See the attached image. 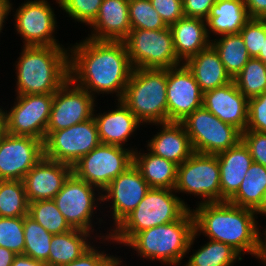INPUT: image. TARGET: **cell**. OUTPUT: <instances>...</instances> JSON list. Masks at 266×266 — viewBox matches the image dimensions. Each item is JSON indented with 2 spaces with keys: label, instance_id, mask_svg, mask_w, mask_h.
Returning a JSON list of instances; mask_svg holds the SVG:
<instances>
[{
  "label": "cell",
  "instance_id": "6da1fadb",
  "mask_svg": "<svg viewBox=\"0 0 266 266\" xmlns=\"http://www.w3.org/2000/svg\"><path fill=\"white\" fill-rule=\"evenodd\" d=\"M71 48L69 78L93 97L95 93H117V100H121L133 70L124 41L87 37Z\"/></svg>",
  "mask_w": 266,
  "mask_h": 266
},
{
  "label": "cell",
  "instance_id": "7a4b0ae2",
  "mask_svg": "<svg viewBox=\"0 0 266 266\" xmlns=\"http://www.w3.org/2000/svg\"><path fill=\"white\" fill-rule=\"evenodd\" d=\"M195 209L192 212L196 232L228 244L240 254L255 255L261 236L255 220L258 212L228 201L198 203Z\"/></svg>",
  "mask_w": 266,
  "mask_h": 266
},
{
  "label": "cell",
  "instance_id": "3957f363",
  "mask_svg": "<svg viewBox=\"0 0 266 266\" xmlns=\"http://www.w3.org/2000/svg\"><path fill=\"white\" fill-rule=\"evenodd\" d=\"M69 50L24 46L16 65L17 95L55 93L69 79Z\"/></svg>",
  "mask_w": 266,
  "mask_h": 266
},
{
  "label": "cell",
  "instance_id": "277c9868",
  "mask_svg": "<svg viewBox=\"0 0 266 266\" xmlns=\"http://www.w3.org/2000/svg\"><path fill=\"white\" fill-rule=\"evenodd\" d=\"M197 234L194 230V215L189 209L172 223L136 233L125 245L137 251L142 258L177 266L189 252Z\"/></svg>",
  "mask_w": 266,
  "mask_h": 266
},
{
  "label": "cell",
  "instance_id": "5b68a950",
  "mask_svg": "<svg viewBox=\"0 0 266 266\" xmlns=\"http://www.w3.org/2000/svg\"><path fill=\"white\" fill-rule=\"evenodd\" d=\"M174 192V189L150 188L105 240L125 245L136 233L180 219L190 208Z\"/></svg>",
  "mask_w": 266,
  "mask_h": 266
},
{
  "label": "cell",
  "instance_id": "8992f818",
  "mask_svg": "<svg viewBox=\"0 0 266 266\" xmlns=\"http://www.w3.org/2000/svg\"><path fill=\"white\" fill-rule=\"evenodd\" d=\"M167 69L132 70L121 101L144 123L168 122Z\"/></svg>",
  "mask_w": 266,
  "mask_h": 266
},
{
  "label": "cell",
  "instance_id": "52a82bcc",
  "mask_svg": "<svg viewBox=\"0 0 266 266\" xmlns=\"http://www.w3.org/2000/svg\"><path fill=\"white\" fill-rule=\"evenodd\" d=\"M124 43L133 69H168L182 64L177 58L170 27L131 29Z\"/></svg>",
  "mask_w": 266,
  "mask_h": 266
},
{
  "label": "cell",
  "instance_id": "ba28073f",
  "mask_svg": "<svg viewBox=\"0 0 266 266\" xmlns=\"http://www.w3.org/2000/svg\"><path fill=\"white\" fill-rule=\"evenodd\" d=\"M133 152V148L129 150L123 146L100 144L79 159L72 166V172L102 192L133 164Z\"/></svg>",
  "mask_w": 266,
  "mask_h": 266
},
{
  "label": "cell",
  "instance_id": "9c48e42d",
  "mask_svg": "<svg viewBox=\"0 0 266 266\" xmlns=\"http://www.w3.org/2000/svg\"><path fill=\"white\" fill-rule=\"evenodd\" d=\"M181 123L197 153L217 155L241 140V132L237 128L222 122L203 106L189 114Z\"/></svg>",
  "mask_w": 266,
  "mask_h": 266
},
{
  "label": "cell",
  "instance_id": "30bf717a",
  "mask_svg": "<svg viewBox=\"0 0 266 266\" xmlns=\"http://www.w3.org/2000/svg\"><path fill=\"white\" fill-rule=\"evenodd\" d=\"M174 190L200 196V203L221 202L217 156L194 152L178 166Z\"/></svg>",
  "mask_w": 266,
  "mask_h": 266
},
{
  "label": "cell",
  "instance_id": "8fae6325",
  "mask_svg": "<svg viewBox=\"0 0 266 266\" xmlns=\"http://www.w3.org/2000/svg\"><path fill=\"white\" fill-rule=\"evenodd\" d=\"M101 144L94 117L66 129L46 132L44 157L73 166Z\"/></svg>",
  "mask_w": 266,
  "mask_h": 266
},
{
  "label": "cell",
  "instance_id": "7c38bea8",
  "mask_svg": "<svg viewBox=\"0 0 266 266\" xmlns=\"http://www.w3.org/2000/svg\"><path fill=\"white\" fill-rule=\"evenodd\" d=\"M95 188L72 172L63 183L62 189L53 198L57 208L72 228L93 232L91 218L94 208L97 207L95 201L102 202V194ZM95 194H100L97 196L99 198L96 199Z\"/></svg>",
  "mask_w": 266,
  "mask_h": 266
},
{
  "label": "cell",
  "instance_id": "4fadbf2b",
  "mask_svg": "<svg viewBox=\"0 0 266 266\" xmlns=\"http://www.w3.org/2000/svg\"><path fill=\"white\" fill-rule=\"evenodd\" d=\"M54 93L17 95L14 106L6 111L7 133L31 136L44 142Z\"/></svg>",
  "mask_w": 266,
  "mask_h": 266
},
{
  "label": "cell",
  "instance_id": "5bb4252c",
  "mask_svg": "<svg viewBox=\"0 0 266 266\" xmlns=\"http://www.w3.org/2000/svg\"><path fill=\"white\" fill-rule=\"evenodd\" d=\"M95 98L70 78L54 93L46 132L66 129L93 117Z\"/></svg>",
  "mask_w": 266,
  "mask_h": 266
},
{
  "label": "cell",
  "instance_id": "9a60e30c",
  "mask_svg": "<svg viewBox=\"0 0 266 266\" xmlns=\"http://www.w3.org/2000/svg\"><path fill=\"white\" fill-rule=\"evenodd\" d=\"M15 13V28L24 40L23 46H63L53 35L56 15L46 0H28Z\"/></svg>",
  "mask_w": 266,
  "mask_h": 266
},
{
  "label": "cell",
  "instance_id": "2e32d148",
  "mask_svg": "<svg viewBox=\"0 0 266 266\" xmlns=\"http://www.w3.org/2000/svg\"><path fill=\"white\" fill-rule=\"evenodd\" d=\"M44 156L43 141L7 133L0 140V180H23Z\"/></svg>",
  "mask_w": 266,
  "mask_h": 266
},
{
  "label": "cell",
  "instance_id": "e0dca14e",
  "mask_svg": "<svg viewBox=\"0 0 266 266\" xmlns=\"http://www.w3.org/2000/svg\"><path fill=\"white\" fill-rule=\"evenodd\" d=\"M168 122H181L202 107L203 92L185 63L167 69Z\"/></svg>",
  "mask_w": 266,
  "mask_h": 266
},
{
  "label": "cell",
  "instance_id": "ac0fdd59",
  "mask_svg": "<svg viewBox=\"0 0 266 266\" xmlns=\"http://www.w3.org/2000/svg\"><path fill=\"white\" fill-rule=\"evenodd\" d=\"M149 189L150 186L134 164L111 181L102 191L105 192L102 202L112 200L115 226L137 207Z\"/></svg>",
  "mask_w": 266,
  "mask_h": 266
},
{
  "label": "cell",
  "instance_id": "d6986e66",
  "mask_svg": "<svg viewBox=\"0 0 266 266\" xmlns=\"http://www.w3.org/2000/svg\"><path fill=\"white\" fill-rule=\"evenodd\" d=\"M71 173V165L43 156L22 180L28 201L53 200Z\"/></svg>",
  "mask_w": 266,
  "mask_h": 266
},
{
  "label": "cell",
  "instance_id": "ffe728a7",
  "mask_svg": "<svg viewBox=\"0 0 266 266\" xmlns=\"http://www.w3.org/2000/svg\"><path fill=\"white\" fill-rule=\"evenodd\" d=\"M202 106L222 122L237 128L241 133L248 124V99L239 91L234 80L203 93Z\"/></svg>",
  "mask_w": 266,
  "mask_h": 266
},
{
  "label": "cell",
  "instance_id": "44dd1931",
  "mask_svg": "<svg viewBox=\"0 0 266 266\" xmlns=\"http://www.w3.org/2000/svg\"><path fill=\"white\" fill-rule=\"evenodd\" d=\"M88 38L102 41H124L130 30L129 0H103Z\"/></svg>",
  "mask_w": 266,
  "mask_h": 266
},
{
  "label": "cell",
  "instance_id": "7402d4cb",
  "mask_svg": "<svg viewBox=\"0 0 266 266\" xmlns=\"http://www.w3.org/2000/svg\"><path fill=\"white\" fill-rule=\"evenodd\" d=\"M162 126L161 132L149 141L148 151L154 155L172 161L178 166L187 160L193 153L190 138L181 122L157 123Z\"/></svg>",
  "mask_w": 266,
  "mask_h": 266
},
{
  "label": "cell",
  "instance_id": "603a6c76",
  "mask_svg": "<svg viewBox=\"0 0 266 266\" xmlns=\"http://www.w3.org/2000/svg\"><path fill=\"white\" fill-rule=\"evenodd\" d=\"M216 156L220 169L221 202L228 201L238 191L253 158L242 140Z\"/></svg>",
  "mask_w": 266,
  "mask_h": 266
},
{
  "label": "cell",
  "instance_id": "cb8c5ba5",
  "mask_svg": "<svg viewBox=\"0 0 266 266\" xmlns=\"http://www.w3.org/2000/svg\"><path fill=\"white\" fill-rule=\"evenodd\" d=\"M116 110L93 114L101 144L124 146L141 122L118 100Z\"/></svg>",
  "mask_w": 266,
  "mask_h": 266
},
{
  "label": "cell",
  "instance_id": "d4e9b609",
  "mask_svg": "<svg viewBox=\"0 0 266 266\" xmlns=\"http://www.w3.org/2000/svg\"><path fill=\"white\" fill-rule=\"evenodd\" d=\"M170 29L177 58L182 63L211 45L204 19L184 16Z\"/></svg>",
  "mask_w": 266,
  "mask_h": 266
},
{
  "label": "cell",
  "instance_id": "484cf974",
  "mask_svg": "<svg viewBox=\"0 0 266 266\" xmlns=\"http://www.w3.org/2000/svg\"><path fill=\"white\" fill-rule=\"evenodd\" d=\"M185 64L193 73L203 93L232 81L212 45L190 57Z\"/></svg>",
  "mask_w": 266,
  "mask_h": 266
},
{
  "label": "cell",
  "instance_id": "4316f807",
  "mask_svg": "<svg viewBox=\"0 0 266 266\" xmlns=\"http://www.w3.org/2000/svg\"><path fill=\"white\" fill-rule=\"evenodd\" d=\"M250 19L244 0H216L205 20L208 36L239 33Z\"/></svg>",
  "mask_w": 266,
  "mask_h": 266
},
{
  "label": "cell",
  "instance_id": "83f0119b",
  "mask_svg": "<svg viewBox=\"0 0 266 266\" xmlns=\"http://www.w3.org/2000/svg\"><path fill=\"white\" fill-rule=\"evenodd\" d=\"M245 175L228 202L266 216V167L253 162Z\"/></svg>",
  "mask_w": 266,
  "mask_h": 266
},
{
  "label": "cell",
  "instance_id": "f1b7e54d",
  "mask_svg": "<svg viewBox=\"0 0 266 266\" xmlns=\"http://www.w3.org/2000/svg\"><path fill=\"white\" fill-rule=\"evenodd\" d=\"M133 164L138 168L150 188L174 189L178 165L152 152H133Z\"/></svg>",
  "mask_w": 266,
  "mask_h": 266
},
{
  "label": "cell",
  "instance_id": "f546056e",
  "mask_svg": "<svg viewBox=\"0 0 266 266\" xmlns=\"http://www.w3.org/2000/svg\"><path fill=\"white\" fill-rule=\"evenodd\" d=\"M90 232L75 229L52 236L48 266H61L73 262L84 254L92 245L87 237Z\"/></svg>",
  "mask_w": 266,
  "mask_h": 266
},
{
  "label": "cell",
  "instance_id": "4dcf8cb0",
  "mask_svg": "<svg viewBox=\"0 0 266 266\" xmlns=\"http://www.w3.org/2000/svg\"><path fill=\"white\" fill-rule=\"evenodd\" d=\"M211 45L218 52L232 80L251 58L240 33L223 35L219 39L211 40Z\"/></svg>",
  "mask_w": 266,
  "mask_h": 266
},
{
  "label": "cell",
  "instance_id": "1f68e13d",
  "mask_svg": "<svg viewBox=\"0 0 266 266\" xmlns=\"http://www.w3.org/2000/svg\"><path fill=\"white\" fill-rule=\"evenodd\" d=\"M237 259L242 260L241 254L232 246L210 240L191 255L185 266H233Z\"/></svg>",
  "mask_w": 266,
  "mask_h": 266
},
{
  "label": "cell",
  "instance_id": "d6a6232c",
  "mask_svg": "<svg viewBox=\"0 0 266 266\" xmlns=\"http://www.w3.org/2000/svg\"><path fill=\"white\" fill-rule=\"evenodd\" d=\"M28 209L23 181L0 180V217L27 216Z\"/></svg>",
  "mask_w": 266,
  "mask_h": 266
},
{
  "label": "cell",
  "instance_id": "836d02e7",
  "mask_svg": "<svg viewBox=\"0 0 266 266\" xmlns=\"http://www.w3.org/2000/svg\"><path fill=\"white\" fill-rule=\"evenodd\" d=\"M28 216L52 235L66 233L73 229L53 200L29 202Z\"/></svg>",
  "mask_w": 266,
  "mask_h": 266
},
{
  "label": "cell",
  "instance_id": "e575fe53",
  "mask_svg": "<svg viewBox=\"0 0 266 266\" xmlns=\"http://www.w3.org/2000/svg\"><path fill=\"white\" fill-rule=\"evenodd\" d=\"M233 80L248 100L257 97L266 92V64L251 57Z\"/></svg>",
  "mask_w": 266,
  "mask_h": 266
},
{
  "label": "cell",
  "instance_id": "d590c367",
  "mask_svg": "<svg viewBox=\"0 0 266 266\" xmlns=\"http://www.w3.org/2000/svg\"><path fill=\"white\" fill-rule=\"evenodd\" d=\"M25 246L23 255L37 261H42L48 266L52 234L47 232L31 217L24 216Z\"/></svg>",
  "mask_w": 266,
  "mask_h": 266
},
{
  "label": "cell",
  "instance_id": "8d00e7d4",
  "mask_svg": "<svg viewBox=\"0 0 266 266\" xmlns=\"http://www.w3.org/2000/svg\"><path fill=\"white\" fill-rule=\"evenodd\" d=\"M129 20L131 29L159 30L167 28L150 0H129Z\"/></svg>",
  "mask_w": 266,
  "mask_h": 266
},
{
  "label": "cell",
  "instance_id": "74e56055",
  "mask_svg": "<svg viewBox=\"0 0 266 266\" xmlns=\"http://www.w3.org/2000/svg\"><path fill=\"white\" fill-rule=\"evenodd\" d=\"M0 246L16 255L24 253V216L0 217Z\"/></svg>",
  "mask_w": 266,
  "mask_h": 266
},
{
  "label": "cell",
  "instance_id": "f35d334b",
  "mask_svg": "<svg viewBox=\"0 0 266 266\" xmlns=\"http://www.w3.org/2000/svg\"><path fill=\"white\" fill-rule=\"evenodd\" d=\"M103 0H56L72 19L90 25L98 15Z\"/></svg>",
  "mask_w": 266,
  "mask_h": 266
},
{
  "label": "cell",
  "instance_id": "ab89813d",
  "mask_svg": "<svg viewBox=\"0 0 266 266\" xmlns=\"http://www.w3.org/2000/svg\"><path fill=\"white\" fill-rule=\"evenodd\" d=\"M239 33L250 57H257L263 45V37H266L265 23L262 19L251 18Z\"/></svg>",
  "mask_w": 266,
  "mask_h": 266
},
{
  "label": "cell",
  "instance_id": "60d3db41",
  "mask_svg": "<svg viewBox=\"0 0 266 266\" xmlns=\"http://www.w3.org/2000/svg\"><path fill=\"white\" fill-rule=\"evenodd\" d=\"M246 130L266 132V92L248 100Z\"/></svg>",
  "mask_w": 266,
  "mask_h": 266
},
{
  "label": "cell",
  "instance_id": "b9f144b4",
  "mask_svg": "<svg viewBox=\"0 0 266 266\" xmlns=\"http://www.w3.org/2000/svg\"><path fill=\"white\" fill-rule=\"evenodd\" d=\"M241 140L248 147L253 162L266 167V132L245 130Z\"/></svg>",
  "mask_w": 266,
  "mask_h": 266
},
{
  "label": "cell",
  "instance_id": "7bdbcfd3",
  "mask_svg": "<svg viewBox=\"0 0 266 266\" xmlns=\"http://www.w3.org/2000/svg\"><path fill=\"white\" fill-rule=\"evenodd\" d=\"M167 27L184 17L182 0H150Z\"/></svg>",
  "mask_w": 266,
  "mask_h": 266
},
{
  "label": "cell",
  "instance_id": "ee69618b",
  "mask_svg": "<svg viewBox=\"0 0 266 266\" xmlns=\"http://www.w3.org/2000/svg\"><path fill=\"white\" fill-rule=\"evenodd\" d=\"M119 258L113 255L108 256L91 246L84 254L71 263L61 266H112Z\"/></svg>",
  "mask_w": 266,
  "mask_h": 266
},
{
  "label": "cell",
  "instance_id": "f6af8a7d",
  "mask_svg": "<svg viewBox=\"0 0 266 266\" xmlns=\"http://www.w3.org/2000/svg\"><path fill=\"white\" fill-rule=\"evenodd\" d=\"M215 2L216 0H182L184 16L206 20Z\"/></svg>",
  "mask_w": 266,
  "mask_h": 266
},
{
  "label": "cell",
  "instance_id": "bcb514c9",
  "mask_svg": "<svg viewBox=\"0 0 266 266\" xmlns=\"http://www.w3.org/2000/svg\"><path fill=\"white\" fill-rule=\"evenodd\" d=\"M250 18L261 19L266 15V0H244Z\"/></svg>",
  "mask_w": 266,
  "mask_h": 266
},
{
  "label": "cell",
  "instance_id": "7dc6e473",
  "mask_svg": "<svg viewBox=\"0 0 266 266\" xmlns=\"http://www.w3.org/2000/svg\"><path fill=\"white\" fill-rule=\"evenodd\" d=\"M11 266H47L42 261H37L26 255H16Z\"/></svg>",
  "mask_w": 266,
  "mask_h": 266
},
{
  "label": "cell",
  "instance_id": "c3c4849f",
  "mask_svg": "<svg viewBox=\"0 0 266 266\" xmlns=\"http://www.w3.org/2000/svg\"><path fill=\"white\" fill-rule=\"evenodd\" d=\"M16 254L0 246V266H11Z\"/></svg>",
  "mask_w": 266,
  "mask_h": 266
},
{
  "label": "cell",
  "instance_id": "681fc988",
  "mask_svg": "<svg viewBox=\"0 0 266 266\" xmlns=\"http://www.w3.org/2000/svg\"><path fill=\"white\" fill-rule=\"evenodd\" d=\"M12 3L9 0H0V32L3 28V23H5V19L8 16L9 12H11Z\"/></svg>",
  "mask_w": 266,
  "mask_h": 266
},
{
  "label": "cell",
  "instance_id": "f907efd6",
  "mask_svg": "<svg viewBox=\"0 0 266 266\" xmlns=\"http://www.w3.org/2000/svg\"><path fill=\"white\" fill-rule=\"evenodd\" d=\"M264 235V240H262L261 237L259 239L257 250L254 256L266 264V231L264 232Z\"/></svg>",
  "mask_w": 266,
  "mask_h": 266
},
{
  "label": "cell",
  "instance_id": "816d5d0a",
  "mask_svg": "<svg viewBox=\"0 0 266 266\" xmlns=\"http://www.w3.org/2000/svg\"><path fill=\"white\" fill-rule=\"evenodd\" d=\"M7 134V112L0 108V140Z\"/></svg>",
  "mask_w": 266,
  "mask_h": 266
},
{
  "label": "cell",
  "instance_id": "f5cc1de1",
  "mask_svg": "<svg viewBox=\"0 0 266 266\" xmlns=\"http://www.w3.org/2000/svg\"><path fill=\"white\" fill-rule=\"evenodd\" d=\"M266 64V37H263V45L260 49L259 55L256 57Z\"/></svg>",
  "mask_w": 266,
  "mask_h": 266
},
{
  "label": "cell",
  "instance_id": "db71d44e",
  "mask_svg": "<svg viewBox=\"0 0 266 266\" xmlns=\"http://www.w3.org/2000/svg\"><path fill=\"white\" fill-rule=\"evenodd\" d=\"M122 261H121V259L119 258L112 266H121L120 264H122L121 263Z\"/></svg>",
  "mask_w": 266,
  "mask_h": 266
},
{
  "label": "cell",
  "instance_id": "11a10c76",
  "mask_svg": "<svg viewBox=\"0 0 266 266\" xmlns=\"http://www.w3.org/2000/svg\"><path fill=\"white\" fill-rule=\"evenodd\" d=\"M262 21L265 23V25H266V15L265 16H263L262 18Z\"/></svg>",
  "mask_w": 266,
  "mask_h": 266
}]
</instances>
